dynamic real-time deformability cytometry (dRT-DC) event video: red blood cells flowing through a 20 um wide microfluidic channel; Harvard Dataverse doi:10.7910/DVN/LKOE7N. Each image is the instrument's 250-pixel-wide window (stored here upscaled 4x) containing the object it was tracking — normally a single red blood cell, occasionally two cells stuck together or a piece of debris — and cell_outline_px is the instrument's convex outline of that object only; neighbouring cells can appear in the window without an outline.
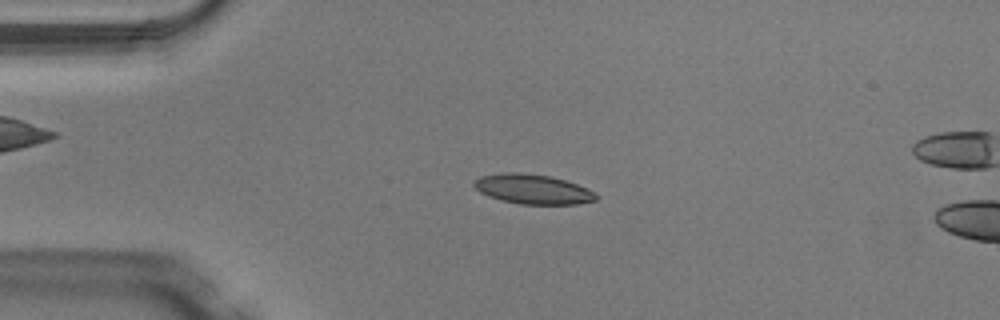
{"species": "Egyptian fruit bat (a non-hibernating species)", "species_latin": "Rousettus aegyptiacus", "temperature_condition": "warm", "stored_images_in_passage": 15, "camera_frame_rate_fps": 3000, "um_per_image_px": 0.085, "animal": {"sex": "male"}, "frame": {"image": 1, "passage_image": 11, "time_ms": 3.333, "image_size_px": [1000, 320], "cell_outline_px": [[600, 196], [596, 200], [576, 204], [520, 204], [500, 200], [488, 196], [480, 192], [472, 184], [480, 176], [504, 172], [516, 172], [552, 176], [576, 184], [596, 192]], "centroid_in_image_um": [45.3, 16.08], "position_along_channel_um": 39.7, "area_um2": 21.15}}